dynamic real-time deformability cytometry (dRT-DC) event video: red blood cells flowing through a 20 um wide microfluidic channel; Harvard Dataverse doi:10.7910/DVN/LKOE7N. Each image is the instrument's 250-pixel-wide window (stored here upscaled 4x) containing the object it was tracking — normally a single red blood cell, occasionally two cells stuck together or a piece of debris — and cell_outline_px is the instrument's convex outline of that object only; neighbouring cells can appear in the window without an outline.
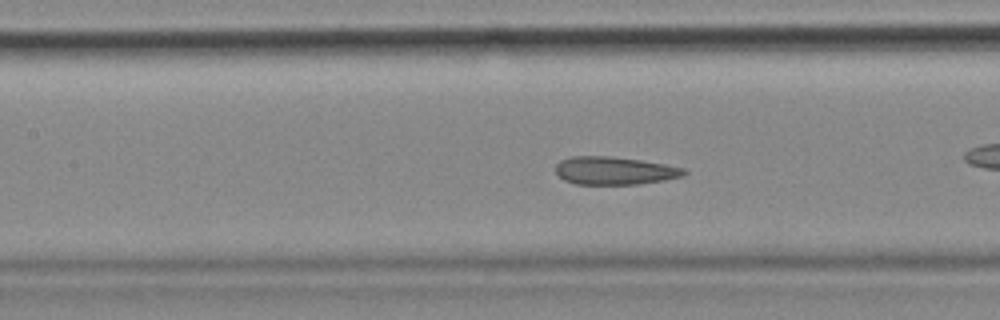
{"species": "common noctule bat (a hibernating species)", "species_latin": "Nyctalus noctula", "temperature_condition": "cold", "stored_images_in_passage": 57, "camera_frame_rate_fps": 3000, "um_per_image_px": 0.085, "animal": {"sex": "female", "body_mass_g": 18.4}, "frame": {"image": 1, "passage_image": 25, "time_ms": 8.0, "image_size_px": [1000, 320], "cell_outline_px": [[688, 172], [684, 176], [664, 180], [636, 184], [576, 184], [564, 180], [556, 172], [556, 164], [560, 160], [572, 156], [608, 156], [640, 160], [664, 164], [684, 168]], "centroid_in_image_um": [52.23, 14.5], "position_along_channel_um": 155.2, "area_um2": 20.81}, "authors_computed_cell_mechanics": {"area_um2": 21.7906, "velocity_mm_per_s": 3.5323, "shape_relaxation_time_tau1_ms": null, "shape_relaxation_time_tau2_ms": 1.678, "deformation_change_tau1": null, "deformation_change_tau2": 0.067}}